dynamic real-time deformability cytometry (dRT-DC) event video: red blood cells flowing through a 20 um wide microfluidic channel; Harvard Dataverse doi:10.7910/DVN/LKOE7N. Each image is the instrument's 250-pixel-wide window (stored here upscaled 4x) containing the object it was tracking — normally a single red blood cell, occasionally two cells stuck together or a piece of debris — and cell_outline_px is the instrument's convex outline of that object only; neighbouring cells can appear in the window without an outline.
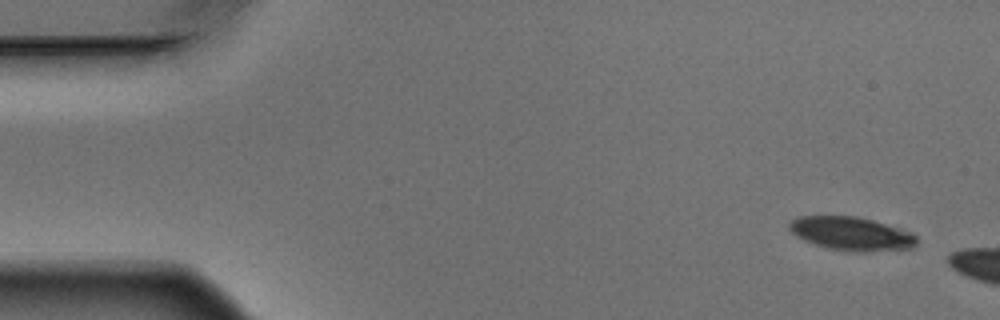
{"species": "Egyptian fruit bat (a non-hibernating species)", "species_latin": "Rousettus aegyptiacus", "temperature_condition": "warm", "stored_images_in_passage": 3, "camera_frame_rate_fps": 3000, "um_per_image_px": 0.085, "animal": {"sex": "male"}, "frame": {"image": 1, "passage_image": 1, "time_ms": 0.0, "image_size_px": [1000, 320], "cell_outline_px": [[916, 244], [908, 248], [864, 252], [856, 252], [828, 248], [804, 240], [792, 232], [788, 228], [788, 224], [796, 216], [856, 216], [872, 220], [884, 224], [916, 236]], "centroid_in_image_um": [72.28, 19.85], "position_along_channel_um": 12.7, "area_um2": 24.28}}